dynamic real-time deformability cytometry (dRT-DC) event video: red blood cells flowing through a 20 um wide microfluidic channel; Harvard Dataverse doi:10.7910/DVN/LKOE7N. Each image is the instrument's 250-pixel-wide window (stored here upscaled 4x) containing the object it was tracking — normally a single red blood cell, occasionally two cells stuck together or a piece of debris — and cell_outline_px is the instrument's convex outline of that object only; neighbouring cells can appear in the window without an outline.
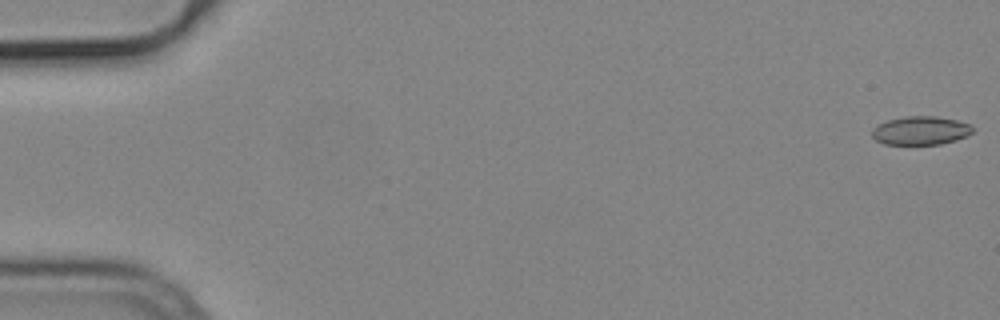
{"species": "common noctule bat (a hibernating species)", "species_latin": "Nyctalus noctula", "temperature_condition": "cold", "stored_images_in_passage": 9, "camera_frame_rate_fps": 3000, "um_per_image_px": 0.085, "animal": {"sex": "male", "body_mass_g": 19.2, "forearm_length_mm": 51.8}, "frame": {"image": 1, "passage_image": 1, "time_ms": 0.0, "image_size_px": [1000, 320], "cell_outline_px": [[976, 128], [968, 136], [956, 140], [940, 144], [884, 144], [876, 140], [872, 136], [872, 128], [888, 120], [904, 116], [936, 116], [956, 120], [972, 124]], "centroid_in_image_um": [78.3, 11.09], "position_along_channel_um": 6.7, "area_um2": 16.88}}